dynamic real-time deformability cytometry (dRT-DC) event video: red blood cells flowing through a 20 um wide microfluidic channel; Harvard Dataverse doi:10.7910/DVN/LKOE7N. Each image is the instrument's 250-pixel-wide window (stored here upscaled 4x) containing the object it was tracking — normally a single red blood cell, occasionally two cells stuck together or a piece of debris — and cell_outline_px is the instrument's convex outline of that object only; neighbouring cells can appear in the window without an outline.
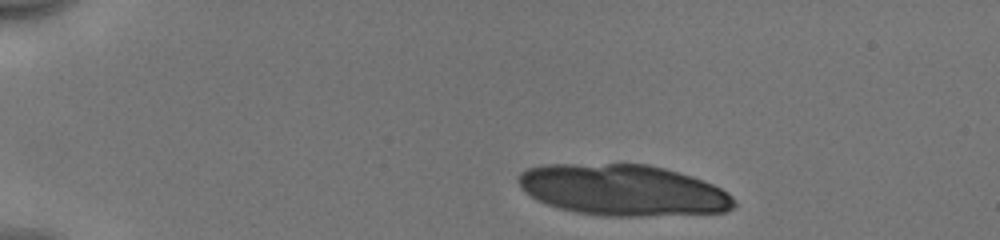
{"species": "human", "species_latin": "Homo sapiens", "temperature_condition": "cold", "stored_images_in_passage": 11, "camera_frame_rate_fps": 3000, "um_per_image_px": 0.085, "donor": {"sex": "male"}, "frame": {"image": 1, "passage_image": 1, "time_ms": 0.0, "image_size_px": [1000, 240], "cell_outline_px": [[736, 204], [732, 208], [724, 212], [640, 216], [604, 216], [576, 212], [560, 208], [548, 204], [532, 196], [520, 184], [520, 172], [528, 168], [548, 164], [648, 164], [664, 168], [692, 176], [712, 184], [728, 192]], "centroid_in_image_um": [52.99, 16.15], "position_along_channel_um": 32.0, "area_um2": 63.7}}